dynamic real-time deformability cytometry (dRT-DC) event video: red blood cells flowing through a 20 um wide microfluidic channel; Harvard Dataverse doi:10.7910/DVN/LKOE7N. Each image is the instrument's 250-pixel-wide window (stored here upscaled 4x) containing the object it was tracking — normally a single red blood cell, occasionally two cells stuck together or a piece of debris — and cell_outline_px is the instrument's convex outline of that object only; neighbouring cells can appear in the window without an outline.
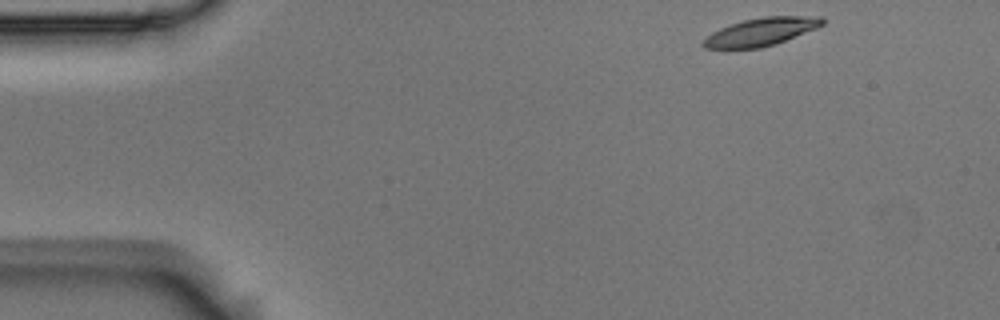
{"species": "Egyptian fruit bat (a non-hibernating species)", "species_latin": "Rousettus aegyptiacus", "temperature_condition": "room temperature", "stored_images_in_passage": 50, "camera_frame_rate_fps": 3000, "um_per_image_px": 0.085, "animal": {"sex": "male"}, "frame": {"image": 1, "passage_image": 1, "time_ms": 0.0, "image_size_px": [1000, 320], "cell_outline_px": [[824, 24], [816, 28], [784, 40], [760, 48], [704, 48], [700, 44], [712, 32], [720, 28], [744, 20], [764, 16], [820, 16], [824, 20]], "centroid_in_image_um": [64.68, 2.69], "position_along_channel_um": 20.3, "area_um2": 18.96}}
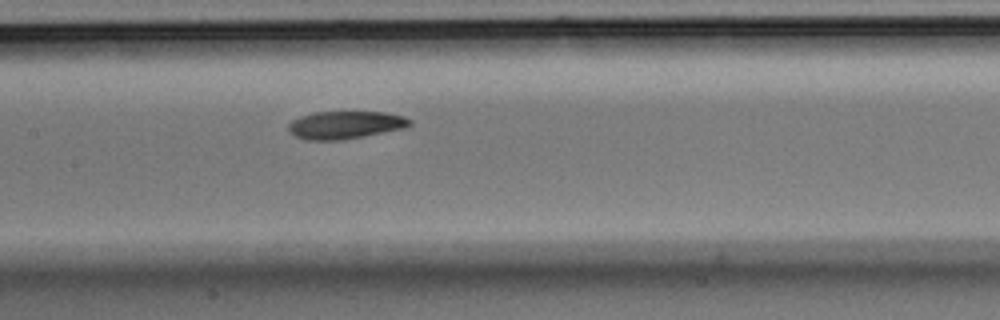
{"frame": {"image": 2, "passage_image": 21, "time_ms": 6.667, "image_size_px": [1000, 320], "cell_outline_px": [[412, 124], [404, 128], [364, 136], [340, 140], [304, 140], [288, 132], [288, 124], [292, 120], [300, 116], [312, 112], [388, 112], [404, 116], [412, 120]], "centroid_in_image_um": [29.33, 10.61], "position_along_channel_um": 178.1, "area_um2": 19.77}}
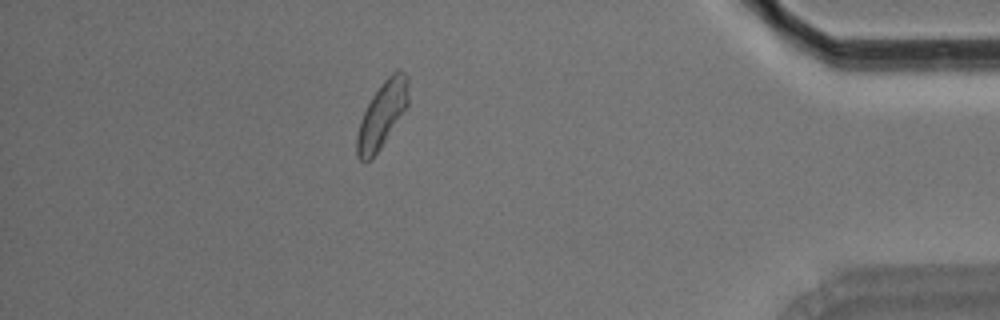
{"frame": {"image": 3, "passage_image": 43, "time_ms": 14.0, "image_size_px": [1000, 320], "cell_outline_px": [[408, 108], [372, 160], [360, 160], [356, 156], [356, 136], [360, 120], [372, 96], [380, 84], [396, 68], [400, 68], [408, 76]], "centroid_in_image_um": [32.49, 9.74], "position_along_channel_um": 402.7, "area_um2": 20.11}, "authors_computed_cell_mechanics": {"area_um2": 19.8254, "velocity_mm_per_s": 3.6446, "shape_relaxation_time_tau1_ms": 4.1697, "shape_relaxation_time_tau2_ms": 5.4594, "deformation_change_tau1": 0.1287, "deformation_change_tau2": 0.107}}